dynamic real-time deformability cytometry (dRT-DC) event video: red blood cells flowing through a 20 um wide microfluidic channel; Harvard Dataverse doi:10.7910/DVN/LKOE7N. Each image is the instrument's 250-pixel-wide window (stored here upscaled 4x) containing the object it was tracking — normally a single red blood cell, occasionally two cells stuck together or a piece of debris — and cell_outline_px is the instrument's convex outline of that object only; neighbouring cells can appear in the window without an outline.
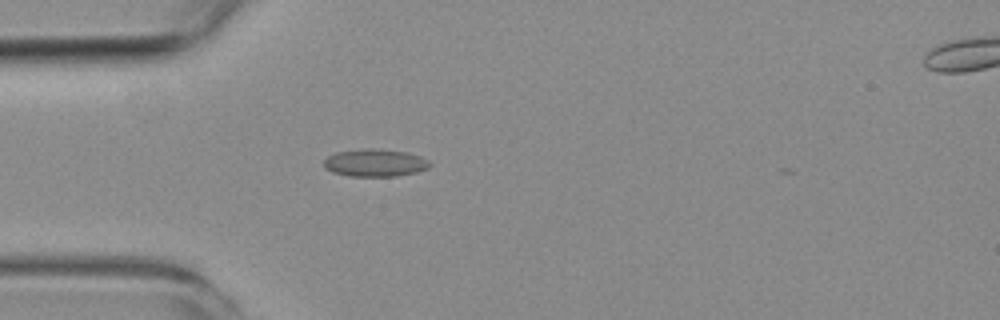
{"species": "common noctule bat (a hibernating species)", "species_latin": "Nyctalus noctula", "temperature_condition": "room temperature", "stored_images_in_passage": 2, "camera_frame_rate_fps": 3000, "um_per_image_px": 0.085, "animal": {"sex": "female", "body_mass_g": 19.3, "forearm_length_mm": 54.1}, "frame": {"image": 1, "passage_image": 1, "time_ms": 0.0, "image_size_px": [1000, 320], "cell_outline_px": [[432, 164], [428, 168], [416, 172], [396, 176], [348, 176], [332, 172], [324, 168], [324, 160], [328, 156], [336, 152], [372, 148], [408, 152], [420, 156], [428, 160]], "centroid_in_image_um": [31.88, 13.84], "position_along_channel_um": 53.1, "area_um2": 16.99}}